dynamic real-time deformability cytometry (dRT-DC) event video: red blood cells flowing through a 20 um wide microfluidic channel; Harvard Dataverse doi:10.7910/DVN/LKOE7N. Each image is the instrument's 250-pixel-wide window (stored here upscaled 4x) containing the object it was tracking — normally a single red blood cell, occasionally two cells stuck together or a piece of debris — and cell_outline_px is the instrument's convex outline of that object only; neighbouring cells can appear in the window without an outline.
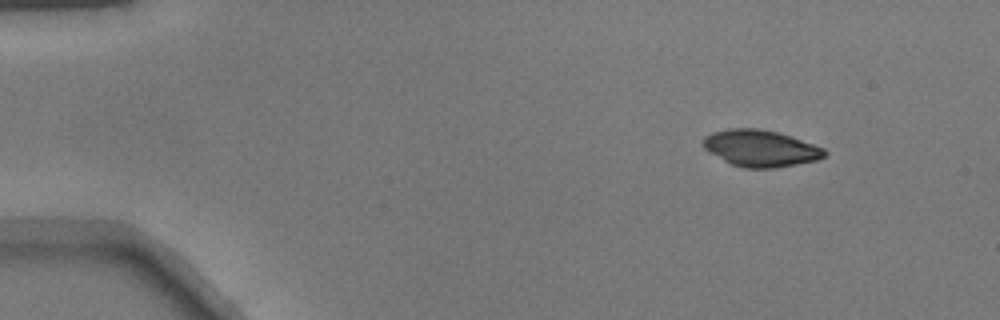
{"species": "common noctule bat (a hibernating species)", "species_latin": "Nyctalus noctula", "temperature_condition": "warm", "stored_images_in_passage": 8, "camera_frame_rate_fps": 3000, "um_per_image_px": 0.085, "animal": {"sex": "male", "body_mass_g": 17.9}, "frame": {"image": 1, "passage_image": 1, "time_ms": 0.0, "image_size_px": [1000, 320], "cell_outline_px": [[828, 152], [824, 156], [816, 160], [776, 168], [744, 168], [732, 164], [708, 152], [704, 148], [704, 136], [712, 132], [728, 128], [760, 128], [792, 136], [824, 148]], "centroid_in_image_um": [64.64, 12.6], "position_along_channel_um": 20.4, "area_um2": 25.89}}